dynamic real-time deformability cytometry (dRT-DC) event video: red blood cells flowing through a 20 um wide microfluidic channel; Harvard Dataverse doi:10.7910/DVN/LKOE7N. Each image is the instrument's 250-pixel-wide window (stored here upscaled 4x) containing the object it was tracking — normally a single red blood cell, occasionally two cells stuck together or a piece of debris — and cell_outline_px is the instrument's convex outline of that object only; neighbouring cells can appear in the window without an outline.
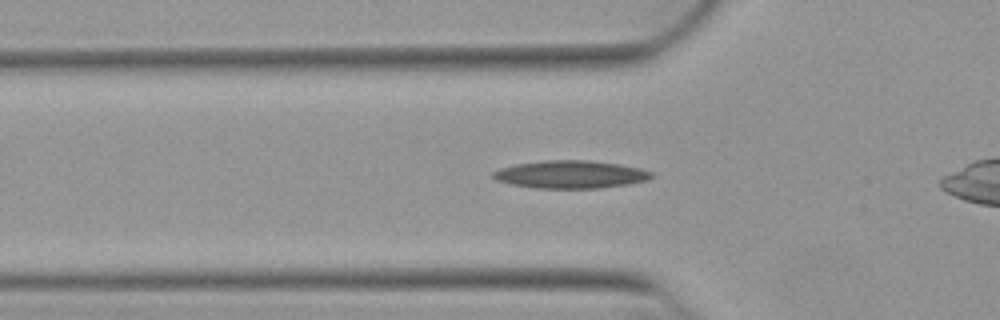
{"species": "Egyptian fruit bat (a non-hibernating species)", "species_latin": "Rousettus aegyptiacus", "temperature_condition": "warm", "stored_images_in_passage": 48, "camera_frame_rate_fps": 3000, "um_per_image_px": 0.085, "animal": {"sex": "female"}, "frame": {"image": 1, "passage_image": 12, "time_ms": 3.667, "image_size_px": [1000, 320], "cell_outline_px": [[656, 176], [648, 180], [628, 184], [600, 188], [536, 188], [512, 184], [496, 180], [492, 176], [492, 172], [500, 168], [516, 164], [544, 160], [588, 160], [620, 164], [640, 168], [652, 172]], "centroid_in_image_um": [48.53, 14.82], "position_along_channel_um": 77.3, "area_um2": 25.72}}
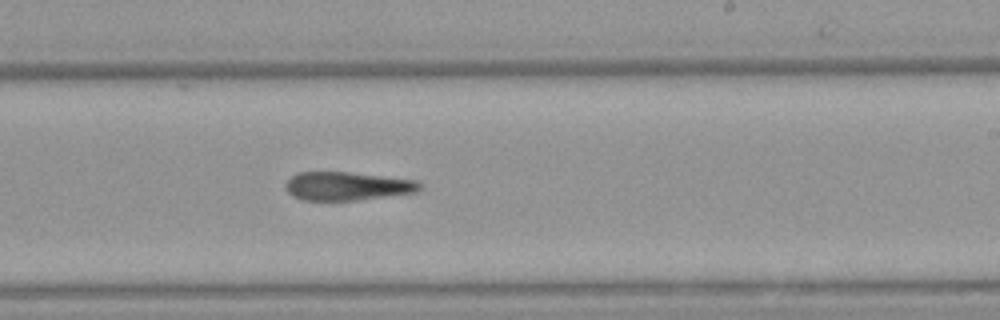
{"frame": {"image": 2, "passage_image": 26, "time_ms": 8.333, "image_size_px": [1000, 320], "cell_outline_px": [[420, 188], [412, 192], [356, 200], [300, 200], [292, 196], [284, 188], [284, 184], [296, 172], [348, 172], [416, 180], [420, 184]], "centroid_in_image_um": [29.4, 15.81], "position_along_channel_um": 259.6, "area_um2": 21.96}}
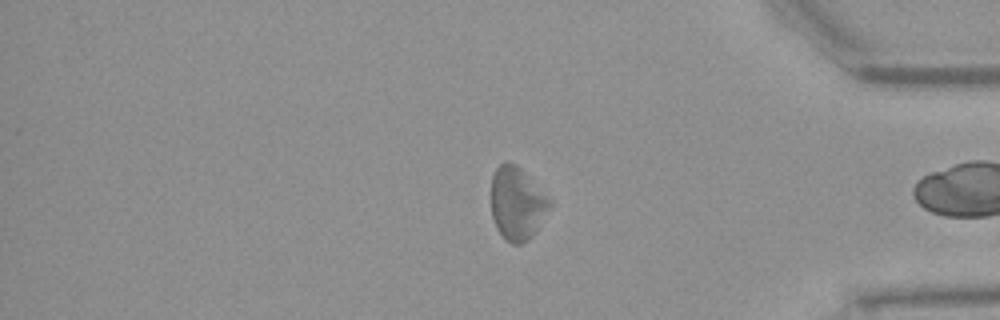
{"frame": {"image": 3, "passage_image": 38, "time_ms": 12.333, "image_size_px": [1000, 320], "cell_outline_px": [[552, 204], [532, 236], [528, 240], [520, 244], [512, 244], [496, 228], [492, 216], [492, 176], [496, 168], [500, 164], [508, 160], [516, 164], [552, 200]], "centroid_in_image_um": [43.95, 17.27], "position_along_channel_um": 391.2, "area_um2": 24.62}, "authors_computed_cell_mechanics": {"area_um2": 24.276, "velocity_mm_per_s": 3.9043, "shape_relaxation_time_tau1_ms": null, "shape_relaxation_time_tau2_ms": 10.631, "deformation_change_tau1": null, "deformation_change_tau2": 0.301}}